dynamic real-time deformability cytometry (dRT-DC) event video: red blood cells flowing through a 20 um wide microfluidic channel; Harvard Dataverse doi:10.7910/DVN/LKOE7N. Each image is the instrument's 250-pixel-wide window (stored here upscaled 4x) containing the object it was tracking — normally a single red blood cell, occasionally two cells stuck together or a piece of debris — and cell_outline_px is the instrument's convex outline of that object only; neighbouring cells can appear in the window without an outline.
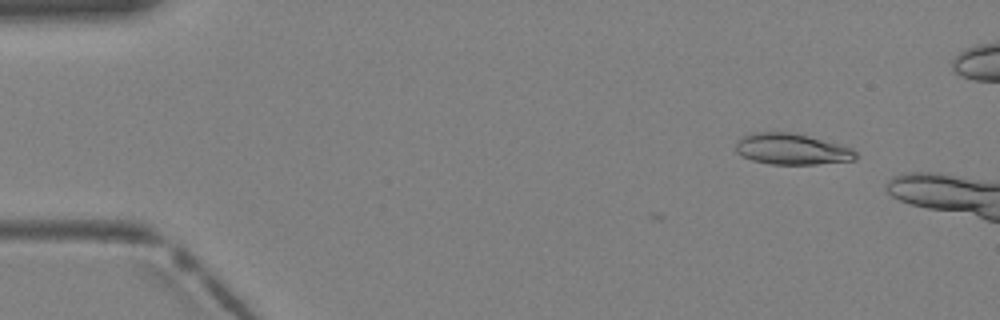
{"species": "Egyptian fruit bat (a non-hibernating species)", "species_latin": "Rousettus aegyptiacus", "temperature_condition": "warm", "stored_images_in_passage": 3, "camera_frame_rate_fps": 3000, "um_per_image_px": 0.085, "animal": {"sex": "female"}, "frame": {"image": 1, "passage_image": 1, "time_ms": 0.0, "image_size_px": [1000, 320], "cell_outline_px": [[856, 160], [816, 164], [768, 164], [752, 160], [736, 152], [736, 140], [740, 136], [752, 132], [796, 132], [852, 148], [856, 152]], "centroid_in_image_um": [67.27, 12.66], "position_along_channel_um": 17.7, "area_um2": 21.91}}